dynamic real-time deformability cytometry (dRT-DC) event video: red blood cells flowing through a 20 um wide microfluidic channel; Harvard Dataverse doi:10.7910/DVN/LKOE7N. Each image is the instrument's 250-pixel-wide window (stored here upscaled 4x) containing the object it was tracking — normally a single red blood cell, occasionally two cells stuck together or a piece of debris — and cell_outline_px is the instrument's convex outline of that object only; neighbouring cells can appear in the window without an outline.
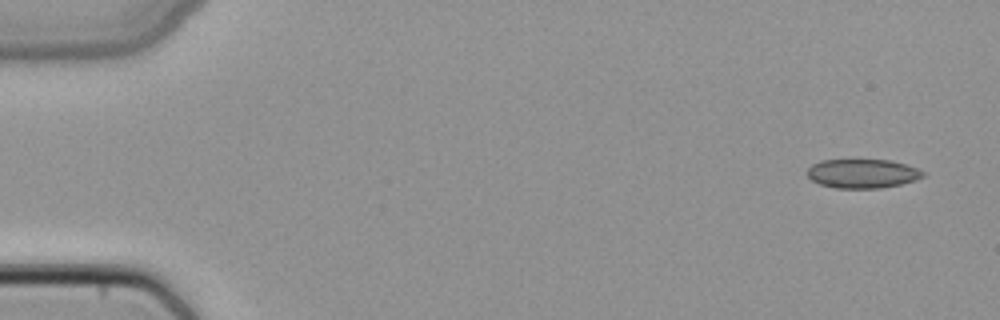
{"species": "common noctule bat (a hibernating species)", "species_latin": "Nyctalus noctula", "temperature_condition": "cold", "stored_images_in_passage": 5, "camera_frame_rate_fps": 3000, "um_per_image_px": 0.085, "animal": {"sex": "female", "body_mass_g": 22.7, "forearm_length_mm": 54.2}, "frame": {"image": 1, "passage_image": 1, "time_ms": 0.0, "image_size_px": [1000, 320], "cell_outline_px": [[924, 176], [916, 180], [900, 184], [880, 188], [836, 188], [820, 184], [812, 180], [808, 176], [808, 168], [812, 164], [820, 160], [856, 156], [892, 160], [908, 164], [924, 172]], "centroid_in_image_um": [73.29, 14.68], "position_along_channel_um": 11.7, "area_um2": 20.63}}
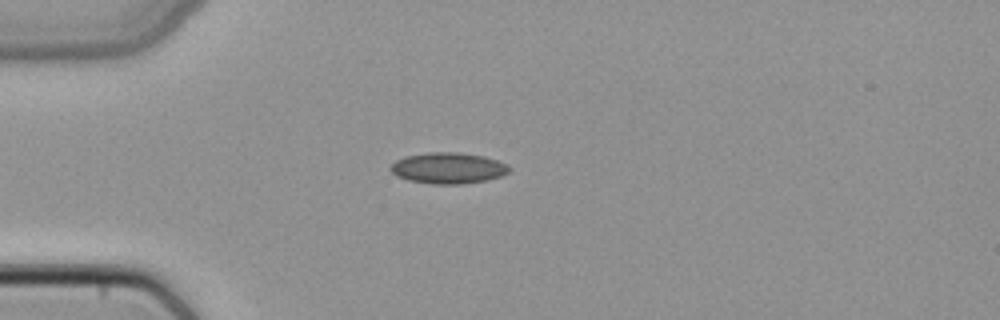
{"frame": {"image": 2, "passage_image": 4, "time_ms": 1.0, "image_size_px": [1000, 320], "cell_outline_px": [[512, 168], [508, 172], [500, 176], [488, 180], [460, 184], [432, 184], [408, 180], [396, 176], [388, 168], [396, 160], [404, 156], [428, 152], [460, 152], [484, 156], [496, 160]], "centroid_in_image_um": [38.06, 14.28], "position_along_channel_um": 46.9, "area_um2": 21.56}}